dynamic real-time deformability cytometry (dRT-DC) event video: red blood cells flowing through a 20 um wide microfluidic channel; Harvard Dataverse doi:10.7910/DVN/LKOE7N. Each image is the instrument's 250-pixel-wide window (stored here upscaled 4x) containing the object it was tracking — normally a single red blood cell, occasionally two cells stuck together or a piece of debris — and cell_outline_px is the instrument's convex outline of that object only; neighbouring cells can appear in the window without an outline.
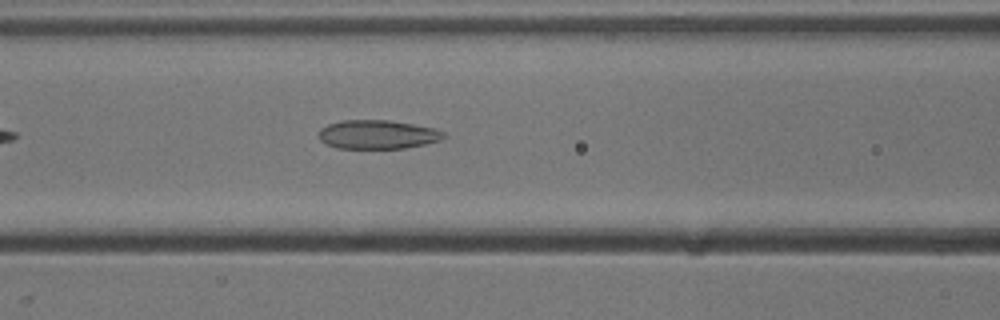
{"species": "common noctule bat (a hibernating species)", "species_latin": "Nyctalus noctula", "temperature_condition": "cold", "stored_images_in_passage": 39, "camera_frame_rate_fps": 3000, "um_per_image_px": 0.085, "animal": {"sex": "male", "body_mass_g": 13.3}, "frame": {"image": 1, "passage_image": 9, "time_ms": 2.667, "image_size_px": [1000, 320], "cell_outline_px": [[444, 136], [440, 140], [424, 144], [404, 148], [336, 148], [320, 140], [320, 128], [328, 124], [340, 120], [388, 120], [436, 128], [444, 132]], "centroid_in_image_um": [32.09, 11.42], "position_along_channel_um": 134.5, "area_um2": 20.87}}
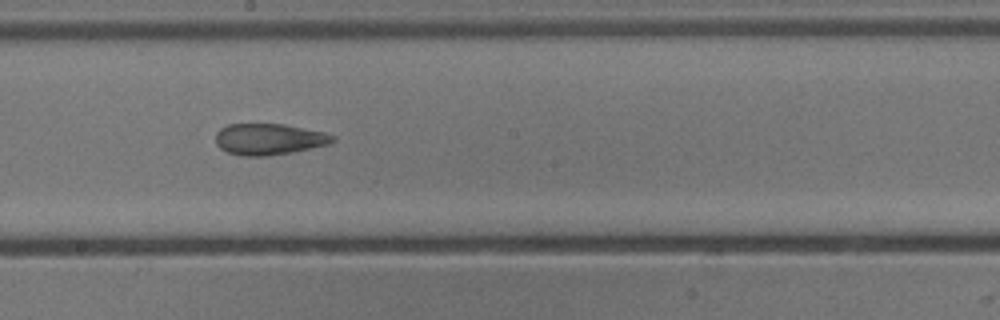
{"frame": {"image": 2, "passage_image": 16, "time_ms": 5.0, "image_size_px": [1000, 320], "cell_outline_px": [[336, 140], [328, 144], [292, 152], [264, 156], [240, 156], [228, 152], [220, 148], [216, 144], [216, 132], [220, 128], [228, 124], [284, 124], [324, 132], [336, 136]], "centroid_in_image_um": [22.85, 11.83], "position_along_channel_um": 225.4, "area_um2": 21.33}}
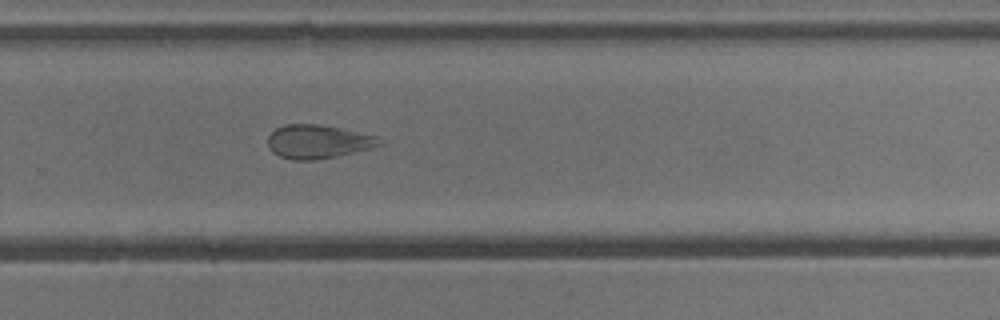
{"frame": {"image": 3, "passage_image": 22, "time_ms": 7.0, "image_size_px": [1000, 320], "cell_outline_px": [[384, 144], [336, 156], [312, 160], [292, 160], [280, 156], [272, 152], [268, 148], [268, 136], [276, 128], [284, 124], [316, 124], [340, 128], [380, 136]], "centroid_in_image_um": [27.02, 12.03], "position_along_channel_um": 302.8, "area_um2": 21.85}, "authors_computed_cell_mechanics": {"area_um2": 23.12, "velocity_mm_per_s": 3.8884, "shape_relaxation_time_tau1_ms": null, "shape_relaxation_time_tau2_ms": 1.5499, "deformation_change_tau1": null, "deformation_change_tau2": 0.0884}}